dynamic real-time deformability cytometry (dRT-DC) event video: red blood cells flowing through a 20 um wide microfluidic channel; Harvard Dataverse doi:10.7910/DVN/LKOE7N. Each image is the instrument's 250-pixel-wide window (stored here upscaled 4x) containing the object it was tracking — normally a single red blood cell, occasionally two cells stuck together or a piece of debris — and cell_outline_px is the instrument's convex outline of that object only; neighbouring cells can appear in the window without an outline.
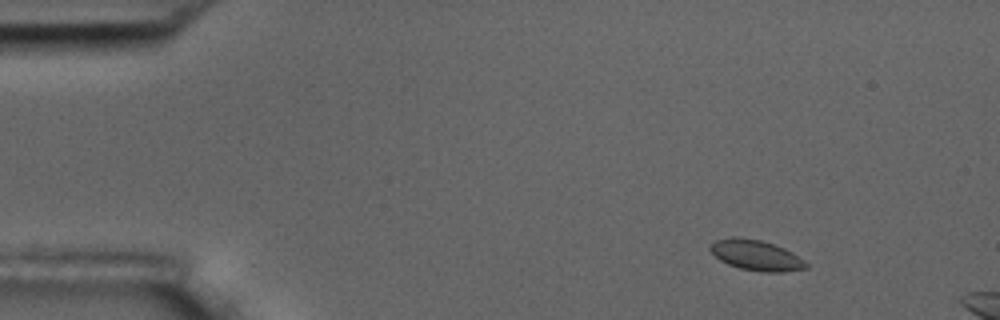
{"species": "common noctule bat (a hibernating species)", "species_latin": "Nyctalus noctula", "temperature_condition": "room temperature", "stored_images_in_passage": 4, "camera_frame_rate_fps": 3000, "um_per_image_px": 0.085, "animal": {"sex": "male", "body_mass_g": 17.5, "forearm_length_mm": 52.3}, "frame": {"image": 1, "passage_image": 2, "time_ms": 1.333, "image_size_px": [1000, 320], "cell_outline_px": [[808, 268], [784, 272], [760, 272], [740, 268], [728, 264], [720, 260], [708, 248], [716, 240], [732, 236], [760, 240], [784, 248], [792, 252], [804, 260], [808, 264]], "centroid_in_image_um": [64.29, 21.7], "position_along_channel_um": 20.7, "area_um2": 16.94}}